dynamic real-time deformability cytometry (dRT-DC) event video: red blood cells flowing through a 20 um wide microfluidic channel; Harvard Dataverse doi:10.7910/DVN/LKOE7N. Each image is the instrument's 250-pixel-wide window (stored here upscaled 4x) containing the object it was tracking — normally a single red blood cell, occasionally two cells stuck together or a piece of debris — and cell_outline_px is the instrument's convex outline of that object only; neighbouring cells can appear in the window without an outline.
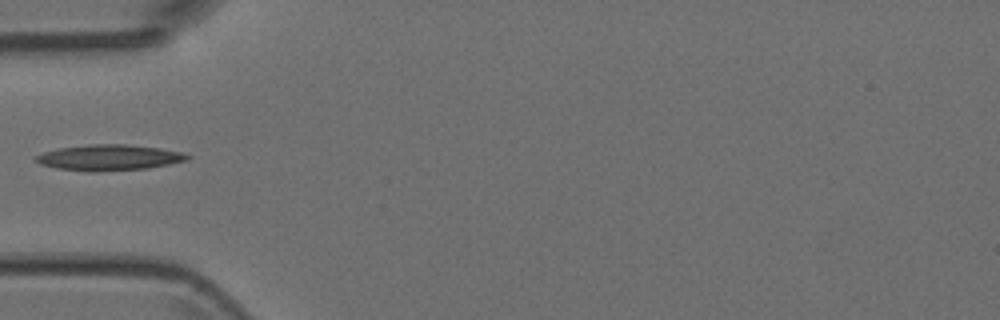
{"species": "Egyptian fruit bat (a non-hibernating species)", "species_latin": "Rousettus aegyptiacus", "temperature_condition": "room temperature", "stored_images_in_passage": 2, "camera_frame_rate_fps": 3000, "um_per_image_px": 0.085, "animal": {"sex": "female"}, "frame": {"image": 1, "passage_image": 1, "time_ms": 0.0, "image_size_px": [1000, 320], "cell_outline_px": [[192, 156], [188, 160], [148, 168], [96, 172], [88, 172], [56, 168], [40, 164], [36, 160], [36, 156], [44, 152], [60, 148], [88, 144], [124, 144], [160, 148], [180, 152]], "centroid_in_image_um": [9.27, 13.4], "position_along_channel_um": 75.7, "area_um2": 22.72}}
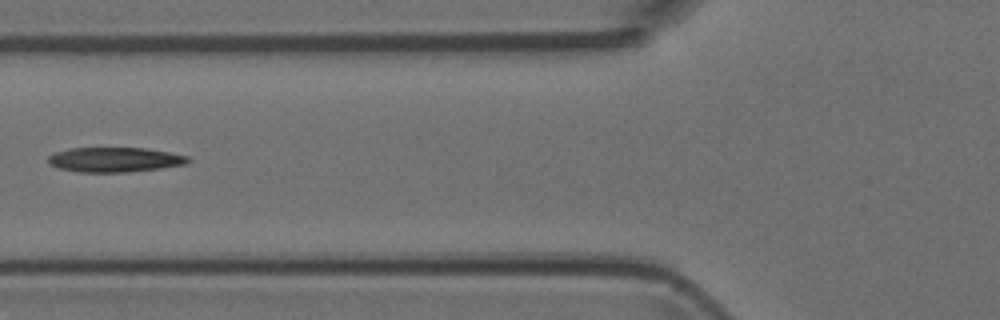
{"frame": {"image": 2, "passage_image": 2, "time_ms": 0.333, "image_size_px": [1000, 320], "cell_outline_px": [[192, 160], [184, 164], [160, 168], [128, 172], [80, 172], [60, 168], [48, 164], [48, 156], [56, 152], [72, 148], [144, 148], [168, 152], [188, 156]], "centroid_in_image_um": [9.75, 13.57], "position_along_channel_um": 116.1, "area_um2": 20.0}}